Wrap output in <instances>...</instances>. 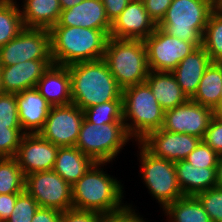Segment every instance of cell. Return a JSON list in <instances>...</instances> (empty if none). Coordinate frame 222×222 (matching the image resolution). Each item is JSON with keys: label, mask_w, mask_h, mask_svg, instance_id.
Instances as JSON below:
<instances>
[{"label": "cell", "mask_w": 222, "mask_h": 222, "mask_svg": "<svg viewBox=\"0 0 222 222\" xmlns=\"http://www.w3.org/2000/svg\"><path fill=\"white\" fill-rule=\"evenodd\" d=\"M72 103L81 110L109 101H123L122 89L103 59L68 65Z\"/></svg>", "instance_id": "cell-1"}, {"label": "cell", "mask_w": 222, "mask_h": 222, "mask_svg": "<svg viewBox=\"0 0 222 222\" xmlns=\"http://www.w3.org/2000/svg\"><path fill=\"white\" fill-rule=\"evenodd\" d=\"M50 35L53 63L61 66L103 59L109 38L102 30L75 26H53Z\"/></svg>", "instance_id": "cell-2"}, {"label": "cell", "mask_w": 222, "mask_h": 222, "mask_svg": "<svg viewBox=\"0 0 222 222\" xmlns=\"http://www.w3.org/2000/svg\"><path fill=\"white\" fill-rule=\"evenodd\" d=\"M105 163H94L88 171L72 185L74 209L94 211L108 215L124 209L123 188L117 179L100 168Z\"/></svg>", "instance_id": "cell-3"}, {"label": "cell", "mask_w": 222, "mask_h": 222, "mask_svg": "<svg viewBox=\"0 0 222 222\" xmlns=\"http://www.w3.org/2000/svg\"><path fill=\"white\" fill-rule=\"evenodd\" d=\"M103 60L122 90L147 79L149 68L144 40L109 37Z\"/></svg>", "instance_id": "cell-4"}, {"label": "cell", "mask_w": 222, "mask_h": 222, "mask_svg": "<svg viewBox=\"0 0 222 222\" xmlns=\"http://www.w3.org/2000/svg\"><path fill=\"white\" fill-rule=\"evenodd\" d=\"M122 98L123 121L131 138L136 137L140 142L162 127L165 111L146 82L122 90Z\"/></svg>", "instance_id": "cell-5"}, {"label": "cell", "mask_w": 222, "mask_h": 222, "mask_svg": "<svg viewBox=\"0 0 222 222\" xmlns=\"http://www.w3.org/2000/svg\"><path fill=\"white\" fill-rule=\"evenodd\" d=\"M215 9V0H173L157 27L185 42H202Z\"/></svg>", "instance_id": "cell-6"}, {"label": "cell", "mask_w": 222, "mask_h": 222, "mask_svg": "<svg viewBox=\"0 0 222 222\" xmlns=\"http://www.w3.org/2000/svg\"><path fill=\"white\" fill-rule=\"evenodd\" d=\"M129 139L125 123L93 124L84 117L75 146L95 163H107Z\"/></svg>", "instance_id": "cell-7"}, {"label": "cell", "mask_w": 222, "mask_h": 222, "mask_svg": "<svg viewBox=\"0 0 222 222\" xmlns=\"http://www.w3.org/2000/svg\"><path fill=\"white\" fill-rule=\"evenodd\" d=\"M140 157L142 178L152 196L165 208L168 204L184 197L181 191L174 166V162L156 157L140 142Z\"/></svg>", "instance_id": "cell-8"}, {"label": "cell", "mask_w": 222, "mask_h": 222, "mask_svg": "<svg viewBox=\"0 0 222 222\" xmlns=\"http://www.w3.org/2000/svg\"><path fill=\"white\" fill-rule=\"evenodd\" d=\"M144 43L149 71L159 72H172L188 54L202 45V42H185L172 37L159 27Z\"/></svg>", "instance_id": "cell-9"}, {"label": "cell", "mask_w": 222, "mask_h": 222, "mask_svg": "<svg viewBox=\"0 0 222 222\" xmlns=\"http://www.w3.org/2000/svg\"><path fill=\"white\" fill-rule=\"evenodd\" d=\"M28 60H52L49 29L25 27L0 48V66H11Z\"/></svg>", "instance_id": "cell-10"}, {"label": "cell", "mask_w": 222, "mask_h": 222, "mask_svg": "<svg viewBox=\"0 0 222 222\" xmlns=\"http://www.w3.org/2000/svg\"><path fill=\"white\" fill-rule=\"evenodd\" d=\"M25 191L42 208H52L61 212L73 208L72 186L53 170L26 175Z\"/></svg>", "instance_id": "cell-11"}, {"label": "cell", "mask_w": 222, "mask_h": 222, "mask_svg": "<svg viewBox=\"0 0 222 222\" xmlns=\"http://www.w3.org/2000/svg\"><path fill=\"white\" fill-rule=\"evenodd\" d=\"M83 119L84 111L73 103L52 106L39 134L59 147L75 146Z\"/></svg>", "instance_id": "cell-12"}, {"label": "cell", "mask_w": 222, "mask_h": 222, "mask_svg": "<svg viewBox=\"0 0 222 222\" xmlns=\"http://www.w3.org/2000/svg\"><path fill=\"white\" fill-rule=\"evenodd\" d=\"M213 110L188 99L180 106L164 112L162 129L203 139L213 117Z\"/></svg>", "instance_id": "cell-13"}, {"label": "cell", "mask_w": 222, "mask_h": 222, "mask_svg": "<svg viewBox=\"0 0 222 222\" xmlns=\"http://www.w3.org/2000/svg\"><path fill=\"white\" fill-rule=\"evenodd\" d=\"M59 146L47 141L39 133L25 134L15 156L24 175L53 170Z\"/></svg>", "instance_id": "cell-14"}, {"label": "cell", "mask_w": 222, "mask_h": 222, "mask_svg": "<svg viewBox=\"0 0 222 222\" xmlns=\"http://www.w3.org/2000/svg\"><path fill=\"white\" fill-rule=\"evenodd\" d=\"M202 139L162 128L149 133L140 143L156 157L175 162L185 160Z\"/></svg>", "instance_id": "cell-15"}, {"label": "cell", "mask_w": 222, "mask_h": 222, "mask_svg": "<svg viewBox=\"0 0 222 222\" xmlns=\"http://www.w3.org/2000/svg\"><path fill=\"white\" fill-rule=\"evenodd\" d=\"M156 27L145 9L144 2L131 0L123 12L111 22L109 37L145 40Z\"/></svg>", "instance_id": "cell-16"}, {"label": "cell", "mask_w": 222, "mask_h": 222, "mask_svg": "<svg viewBox=\"0 0 222 222\" xmlns=\"http://www.w3.org/2000/svg\"><path fill=\"white\" fill-rule=\"evenodd\" d=\"M53 64V60H28L11 66H0L3 93H19L35 88L39 79Z\"/></svg>", "instance_id": "cell-17"}, {"label": "cell", "mask_w": 222, "mask_h": 222, "mask_svg": "<svg viewBox=\"0 0 222 222\" xmlns=\"http://www.w3.org/2000/svg\"><path fill=\"white\" fill-rule=\"evenodd\" d=\"M55 26L102 30L109 37L111 22L107 18L102 0H83L80 4L62 10Z\"/></svg>", "instance_id": "cell-18"}, {"label": "cell", "mask_w": 222, "mask_h": 222, "mask_svg": "<svg viewBox=\"0 0 222 222\" xmlns=\"http://www.w3.org/2000/svg\"><path fill=\"white\" fill-rule=\"evenodd\" d=\"M16 100L19 122L24 133H39L44 127L52 105L36 88L16 93Z\"/></svg>", "instance_id": "cell-19"}, {"label": "cell", "mask_w": 222, "mask_h": 222, "mask_svg": "<svg viewBox=\"0 0 222 222\" xmlns=\"http://www.w3.org/2000/svg\"><path fill=\"white\" fill-rule=\"evenodd\" d=\"M211 63L209 54L201 45L188 54L172 71L177 83L189 99L196 93L204 71Z\"/></svg>", "instance_id": "cell-20"}, {"label": "cell", "mask_w": 222, "mask_h": 222, "mask_svg": "<svg viewBox=\"0 0 222 222\" xmlns=\"http://www.w3.org/2000/svg\"><path fill=\"white\" fill-rule=\"evenodd\" d=\"M35 88L52 106L72 103L68 66L51 65Z\"/></svg>", "instance_id": "cell-21"}, {"label": "cell", "mask_w": 222, "mask_h": 222, "mask_svg": "<svg viewBox=\"0 0 222 222\" xmlns=\"http://www.w3.org/2000/svg\"><path fill=\"white\" fill-rule=\"evenodd\" d=\"M177 181L184 196L216 187V167L202 168L193 166L186 160L174 163Z\"/></svg>", "instance_id": "cell-22"}, {"label": "cell", "mask_w": 222, "mask_h": 222, "mask_svg": "<svg viewBox=\"0 0 222 222\" xmlns=\"http://www.w3.org/2000/svg\"><path fill=\"white\" fill-rule=\"evenodd\" d=\"M145 82L164 111L180 106L189 99L172 72L149 71Z\"/></svg>", "instance_id": "cell-23"}, {"label": "cell", "mask_w": 222, "mask_h": 222, "mask_svg": "<svg viewBox=\"0 0 222 222\" xmlns=\"http://www.w3.org/2000/svg\"><path fill=\"white\" fill-rule=\"evenodd\" d=\"M95 162L76 146L59 147L53 171L71 186L75 184Z\"/></svg>", "instance_id": "cell-24"}, {"label": "cell", "mask_w": 222, "mask_h": 222, "mask_svg": "<svg viewBox=\"0 0 222 222\" xmlns=\"http://www.w3.org/2000/svg\"><path fill=\"white\" fill-rule=\"evenodd\" d=\"M22 21L26 28L51 29L60 18L59 0H25L22 5Z\"/></svg>", "instance_id": "cell-25"}, {"label": "cell", "mask_w": 222, "mask_h": 222, "mask_svg": "<svg viewBox=\"0 0 222 222\" xmlns=\"http://www.w3.org/2000/svg\"><path fill=\"white\" fill-rule=\"evenodd\" d=\"M222 62H212L204 71L196 93L190 98L214 110L221 102Z\"/></svg>", "instance_id": "cell-26"}, {"label": "cell", "mask_w": 222, "mask_h": 222, "mask_svg": "<svg viewBox=\"0 0 222 222\" xmlns=\"http://www.w3.org/2000/svg\"><path fill=\"white\" fill-rule=\"evenodd\" d=\"M163 211L171 222H212L209 215L195 196H184L168 204Z\"/></svg>", "instance_id": "cell-27"}, {"label": "cell", "mask_w": 222, "mask_h": 222, "mask_svg": "<svg viewBox=\"0 0 222 222\" xmlns=\"http://www.w3.org/2000/svg\"><path fill=\"white\" fill-rule=\"evenodd\" d=\"M22 16L14 0H0V48L24 29Z\"/></svg>", "instance_id": "cell-28"}, {"label": "cell", "mask_w": 222, "mask_h": 222, "mask_svg": "<svg viewBox=\"0 0 222 222\" xmlns=\"http://www.w3.org/2000/svg\"><path fill=\"white\" fill-rule=\"evenodd\" d=\"M25 191V175L15 157L0 158V194Z\"/></svg>", "instance_id": "cell-29"}, {"label": "cell", "mask_w": 222, "mask_h": 222, "mask_svg": "<svg viewBox=\"0 0 222 222\" xmlns=\"http://www.w3.org/2000/svg\"><path fill=\"white\" fill-rule=\"evenodd\" d=\"M202 46L212 62H222V13L215 9L208 19Z\"/></svg>", "instance_id": "cell-30"}, {"label": "cell", "mask_w": 222, "mask_h": 222, "mask_svg": "<svg viewBox=\"0 0 222 222\" xmlns=\"http://www.w3.org/2000/svg\"><path fill=\"white\" fill-rule=\"evenodd\" d=\"M84 117L93 124L124 123L123 101H109L84 110Z\"/></svg>", "instance_id": "cell-31"}, {"label": "cell", "mask_w": 222, "mask_h": 222, "mask_svg": "<svg viewBox=\"0 0 222 222\" xmlns=\"http://www.w3.org/2000/svg\"><path fill=\"white\" fill-rule=\"evenodd\" d=\"M195 197L200 201L212 222H222V189L213 187L199 192Z\"/></svg>", "instance_id": "cell-32"}, {"label": "cell", "mask_w": 222, "mask_h": 222, "mask_svg": "<svg viewBox=\"0 0 222 222\" xmlns=\"http://www.w3.org/2000/svg\"><path fill=\"white\" fill-rule=\"evenodd\" d=\"M40 206L26 191L17 196L11 216L5 222H32L35 212Z\"/></svg>", "instance_id": "cell-33"}, {"label": "cell", "mask_w": 222, "mask_h": 222, "mask_svg": "<svg viewBox=\"0 0 222 222\" xmlns=\"http://www.w3.org/2000/svg\"><path fill=\"white\" fill-rule=\"evenodd\" d=\"M24 135L22 128L0 124V158L15 157Z\"/></svg>", "instance_id": "cell-34"}, {"label": "cell", "mask_w": 222, "mask_h": 222, "mask_svg": "<svg viewBox=\"0 0 222 222\" xmlns=\"http://www.w3.org/2000/svg\"><path fill=\"white\" fill-rule=\"evenodd\" d=\"M0 124L9 128H22L18 117L16 93L0 94Z\"/></svg>", "instance_id": "cell-35"}, {"label": "cell", "mask_w": 222, "mask_h": 222, "mask_svg": "<svg viewBox=\"0 0 222 222\" xmlns=\"http://www.w3.org/2000/svg\"><path fill=\"white\" fill-rule=\"evenodd\" d=\"M219 154L201 141L198 146L186 157V161L193 166L202 168L216 167Z\"/></svg>", "instance_id": "cell-36"}, {"label": "cell", "mask_w": 222, "mask_h": 222, "mask_svg": "<svg viewBox=\"0 0 222 222\" xmlns=\"http://www.w3.org/2000/svg\"><path fill=\"white\" fill-rule=\"evenodd\" d=\"M202 141L219 155L222 154V121L212 117Z\"/></svg>", "instance_id": "cell-37"}, {"label": "cell", "mask_w": 222, "mask_h": 222, "mask_svg": "<svg viewBox=\"0 0 222 222\" xmlns=\"http://www.w3.org/2000/svg\"><path fill=\"white\" fill-rule=\"evenodd\" d=\"M102 217L98 212L71 208L62 212L61 222H101Z\"/></svg>", "instance_id": "cell-38"}, {"label": "cell", "mask_w": 222, "mask_h": 222, "mask_svg": "<svg viewBox=\"0 0 222 222\" xmlns=\"http://www.w3.org/2000/svg\"><path fill=\"white\" fill-rule=\"evenodd\" d=\"M173 0H144L145 9L151 19L158 25L164 18Z\"/></svg>", "instance_id": "cell-39"}, {"label": "cell", "mask_w": 222, "mask_h": 222, "mask_svg": "<svg viewBox=\"0 0 222 222\" xmlns=\"http://www.w3.org/2000/svg\"><path fill=\"white\" fill-rule=\"evenodd\" d=\"M134 211V212H133ZM101 222H146L135 210L131 209V206H126L121 211L103 215Z\"/></svg>", "instance_id": "cell-40"}, {"label": "cell", "mask_w": 222, "mask_h": 222, "mask_svg": "<svg viewBox=\"0 0 222 222\" xmlns=\"http://www.w3.org/2000/svg\"><path fill=\"white\" fill-rule=\"evenodd\" d=\"M130 1L131 0H102L109 21L112 22L115 20Z\"/></svg>", "instance_id": "cell-41"}, {"label": "cell", "mask_w": 222, "mask_h": 222, "mask_svg": "<svg viewBox=\"0 0 222 222\" xmlns=\"http://www.w3.org/2000/svg\"><path fill=\"white\" fill-rule=\"evenodd\" d=\"M19 194H0V220L2 222H5L11 216Z\"/></svg>", "instance_id": "cell-42"}, {"label": "cell", "mask_w": 222, "mask_h": 222, "mask_svg": "<svg viewBox=\"0 0 222 222\" xmlns=\"http://www.w3.org/2000/svg\"><path fill=\"white\" fill-rule=\"evenodd\" d=\"M62 212L52 208L39 207L32 222H61Z\"/></svg>", "instance_id": "cell-43"}, {"label": "cell", "mask_w": 222, "mask_h": 222, "mask_svg": "<svg viewBox=\"0 0 222 222\" xmlns=\"http://www.w3.org/2000/svg\"><path fill=\"white\" fill-rule=\"evenodd\" d=\"M216 187L222 189V154L219 155L218 164L216 166Z\"/></svg>", "instance_id": "cell-44"}, {"label": "cell", "mask_w": 222, "mask_h": 222, "mask_svg": "<svg viewBox=\"0 0 222 222\" xmlns=\"http://www.w3.org/2000/svg\"><path fill=\"white\" fill-rule=\"evenodd\" d=\"M83 0H59L62 10L73 7L74 5L80 4Z\"/></svg>", "instance_id": "cell-45"}, {"label": "cell", "mask_w": 222, "mask_h": 222, "mask_svg": "<svg viewBox=\"0 0 222 222\" xmlns=\"http://www.w3.org/2000/svg\"><path fill=\"white\" fill-rule=\"evenodd\" d=\"M213 115L214 117L222 121V100L219 105L213 110Z\"/></svg>", "instance_id": "cell-46"}, {"label": "cell", "mask_w": 222, "mask_h": 222, "mask_svg": "<svg viewBox=\"0 0 222 222\" xmlns=\"http://www.w3.org/2000/svg\"><path fill=\"white\" fill-rule=\"evenodd\" d=\"M216 9L222 13V0H215Z\"/></svg>", "instance_id": "cell-47"}, {"label": "cell", "mask_w": 222, "mask_h": 222, "mask_svg": "<svg viewBox=\"0 0 222 222\" xmlns=\"http://www.w3.org/2000/svg\"><path fill=\"white\" fill-rule=\"evenodd\" d=\"M3 93L2 88H1V80H0V94Z\"/></svg>", "instance_id": "cell-48"}]
</instances>
